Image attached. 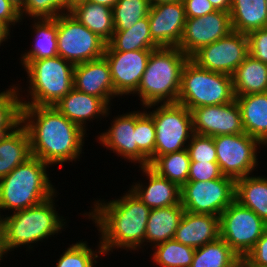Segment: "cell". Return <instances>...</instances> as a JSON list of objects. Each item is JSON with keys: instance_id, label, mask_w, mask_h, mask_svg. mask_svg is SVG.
Here are the masks:
<instances>
[{"instance_id": "cell-1", "label": "cell", "mask_w": 267, "mask_h": 267, "mask_svg": "<svg viewBox=\"0 0 267 267\" xmlns=\"http://www.w3.org/2000/svg\"><path fill=\"white\" fill-rule=\"evenodd\" d=\"M23 123L29 135L31 155L44 163L62 166L80 156L85 130L54 106H21Z\"/></svg>"}, {"instance_id": "cell-2", "label": "cell", "mask_w": 267, "mask_h": 267, "mask_svg": "<svg viewBox=\"0 0 267 267\" xmlns=\"http://www.w3.org/2000/svg\"><path fill=\"white\" fill-rule=\"evenodd\" d=\"M123 198L109 203H96L90 212L101 232L100 254L113 247L137 249L144 242L147 221L151 209L131 190ZM103 204V205H102Z\"/></svg>"}, {"instance_id": "cell-3", "label": "cell", "mask_w": 267, "mask_h": 267, "mask_svg": "<svg viewBox=\"0 0 267 267\" xmlns=\"http://www.w3.org/2000/svg\"><path fill=\"white\" fill-rule=\"evenodd\" d=\"M190 59L178 47H159L151 51L136 93L145 107L156 103H177L182 71ZM166 99V101H165Z\"/></svg>"}, {"instance_id": "cell-4", "label": "cell", "mask_w": 267, "mask_h": 267, "mask_svg": "<svg viewBox=\"0 0 267 267\" xmlns=\"http://www.w3.org/2000/svg\"><path fill=\"white\" fill-rule=\"evenodd\" d=\"M47 166L39 158L31 156L1 178L0 209L24 210L55 195L46 174Z\"/></svg>"}, {"instance_id": "cell-5", "label": "cell", "mask_w": 267, "mask_h": 267, "mask_svg": "<svg viewBox=\"0 0 267 267\" xmlns=\"http://www.w3.org/2000/svg\"><path fill=\"white\" fill-rule=\"evenodd\" d=\"M30 78L31 102L21 106H53L74 88V65L60 56L21 60Z\"/></svg>"}, {"instance_id": "cell-6", "label": "cell", "mask_w": 267, "mask_h": 267, "mask_svg": "<svg viewBox=\"0 0 267 267\" xmlns=\"http://www.w3.org/2000/svg\"><path fill=\"white\" fill-rule=\"evenodd\" d=\"M234 100L231 75L203 69L191 59L186 62L177 103L192 111L196 107L227 104Z\"/></svg>"}, {"instance_id": "cell-7", "label": "cell", "mask_w": 267, "mask_h": 267, "mask_svg": "<svg viewBox=\"0 0 267 267\" xmlns=\"http://www.w3.org/2000/svg\"><path fill=\"white\" fill-rule=\"evenodd\" d=\"M53 196L38 205L1 218L8 250L20 245L36 243L58 233L64 226L53 207Z\"/></svg>"}, {"instance_id": "cell-8", "label": "cell", "mask_w": 267, "mask_h": 267, "mask_svg": "<svg viewBox=\"0 0 267 267\" xmlns=\"http://www.w3.org/2000/svg\"><path fill=\"white\" fill-rule=\"evenodd\" d=\"M148 114L153 118L156 132L155 153L149 164L157 156L186 149L185 143L194 133L192 112L187 107L179 103H163Z\"/></svg>"}, {"instance_id": "cell-9", "label": "cell", "mask_w": 267, "mask_h": 267, "mask_svg": "<svg viewBox=\"0 0 267 267\" xmlns=\"http://www.w3.org/2000/svg\"><path fill=\"white\" fill-rule=\"evenodd\" d=\"M106 42L81 24L73 15L57 16L58 56L73 65L102 58Z\"/></svg>"}, {"instance_id": "cell-10", "label": "cell", "mask_w": 267, "mask_h": 267, "mask_svg": "<svg viewBox=\"0 0 267 267\" xmlns=\"http://www.w3.org/2000/svg\"><path fill=\"white\" fill-rule=\"evenodd\" d=\"M220 237L240 257L256 245L267 223L253 210L234 200L220 215Z\"/></svg>"}, {"instance_id": "cell-11", "label": "cell", "mask_w": 267, "mask_h": 267, "mask_svg": "<svg viewBox=\"0 0 267 267\" xmlns=\"http://www.w3.org/2000/svg\"><path fill=\"white\" fill-rule=\"evenodd\" d=\"M235 194L236 180L228 176L208 181H187L181 187L180 203L187 212L220 217L235 200Z\"/></svg>"}, {"instance_id": "cell-12", "label": "cell", "mask_w": 267, "mask_h": 267, "mask_svg": "<svg viewBox=\"0 0 267 267\" xmlns=\"http://www.w3.org/2000/svg\"><path fill=\"white\" fill-rule=\"evenodd\" d=\"M217 163L224 176L233 179L248 176L257 164L259 140L246 133L226 134L213 137Z\"/></svg>"}, {"instance_id": "cell-13", "label": "cell", "mask_w": 267, "mask_h": 267, "mask_svg": "<svg viewBox=\"0 0 267 267\" xmlns=\"http://www.w3.org/2000/svg\"><path fill=\"white\" fill-rule=\"evenodd\" d=\"M248 55L247 34L232 30L227 36L201 47L190 59L203 69L232 76Z\"/></svg>"}, {"instance_id": "cell-14", "label": "cell", "mask_w": 267, "mask_h": 267, "mask_svg": "<svg viewBox=\"0 0 267 267\" xmlns=\"http://www.w3.org/2000/svg\"><path fill=\"white\" fill-rule=\"evenodd\" d=\"M154 49L115 51L106 44L103 57L109 64L115 95L135 93L140 85L151 51Z\"/></svg>"}, {"instance_id": "cell-15", "label": "cell", "mask_w": 267, "mask_h": 267, "mask_svg": "<svg viewBox=\"0 0 267 267\" xmlns=\"http://www.w3.org/2000/svg\"><path fill=\"white\" fill-rule=\"evenodd\" d=\"M232 31L230 13L214 11L207 15L186 18L182 38L177 46L188 57H191L201 47L209 45Z\"/></svg>"}, {"instance_id": "cell-16", "label": "cell", "mask_w": 267, "mask_h": 267, "mask_svg": "<svg viewBox=\"0 0 267 267\" xmlns=\"http://www.w3.org/2000/svg\"><path fill=\"white\" fill-rule=\"evenodd\" d=\"M195 134L215 137L245 133L237 101L196 107L192 111Z\"/></svg>"}, {"instance_id": "cell-17", "label": "cell", "mask_w": 267, "mask_h": 267, "mask_svg": "<svg viewBox=\"0 0 267 267\" xmlns=\"http://www.w3.org/2000/svg\"><path fill=\"white\" fill-rule=\"evenodd\" d=\"M150 34L159 47H177L182 38L186 15L182 0L150 6Z\"/></svg>"}, {"instance_id": "cell-18", "label": "cell", "mask_w": 267, "mask_h": 267, "mask_svg": "<svg viewBox=\"0 0 267 267\" xmlns=\"http://www.w3.org/2000/svg\"><path fill=\"white\" fill-rule=\"evenodd\" d=\"M73 84L76 90L97 96L107 105L115 95L110 67L104 57L74 65Z\"/></svg>"}, {"instance_id": "cell-19", "label": "cell", "mask_w": 267, "mask_h": 267, "mask_svg": "<svg viewBox=\"0 0 267 267\" xmlns=\"http://www.w3.org/2000/svg\"><path fill=\"white\" fill-rule=\"evenodd\" d=\"M113 122L108 132L100 135L99 141L124 158L138 161L141 167L149 166V159L137 147L135 112L121 115Z\"/></svg>"}, {"instance_id": "cell-20", "label": "cell", "mask_w": 267, "mask_h": 267, "mask_svg": "<svg viewBox=\"0 0 267 267\" xmlns=\"http://www.w3.org/2000/svg\"><path fill=\"white\" fill-rule=\"evenodd\" d=\"M219 237L220 218L218 216L184 211L174 239L196 249Z\"/></svg>"}, {"instance_id": "cell-21", "label": "cell", "mask_w": 267, "mask_h": 267, "mask_svg": "<svg viewBox=\"0 0 267 267\" xmlns=\"http://www.w3.org/2000/svg\"><path fill=\"white\" fill-rule=\"evenodd\" d=\"M149 179L148 187L135 184L131 191L150 209L180 204L181 188L174 182L159 176L149 166L141 167Z\"/></svg>"}, {"instance_id": "cell-22", "label": "cell", "mask_w": 267, "mask_h": 267, "mask_svg": "<svg viewBox=\"0 0 267 267\" xmlns=\"http://www.w3.org/2000/svg\"><path fill=\"white\" fill-rule=\"evenodd\" d=\"M60 113L70 121L85 129L84 121L96 117L97 114L104 116L108 113V105L99 97L80 92L73 88L55 105Z\"/></svg>"}, {"instance_id": "cell-23", "label": "cell", "mask_w": 267, "mask_h": 267, "mask_svg": "<svg viewBox=\"0 0 267 267\" xmlns=\"http://www.w3.org/2000/svg\"><path fill=\"white\" fill-rule=\"evenodd\" d=\"M244 131L267 144V92L236 96Z\"/></svg>"}, {"instance_id": "cell-24", "label": "cell", "mask_w": 267, "mask_h": 267, "mask_svg": "<svg viewBox=\"0 0 267 267\" xmlns=\"http://www.w3.org/2000/svg\"><path fill=\"white\" fill-rule=\"evenodd\" d=\"M20 126L0 136V179L32 156L28 132Z\"/></svg>"}, {"instance_id": "cell-25", "label": "cell", "mask_w": 267, "mask_h": 267, "mask_svg": "<svg viewBox=\"0 0 267 267\" xmlns=\"http://www.w3.org/2000/svg\"><path fill=\"white\" fill-rule=\"evenodd\" d=\"M235 96L267 92V64L250 54L232 75Z\"/></svg>"}, {"instance_id": "cell-26", "label": "cell", "mask_w": 267, "mask_h": 267, "mask_svg": "<svg viewBox=\"0 0 267 267\" xmlns=\"http://www.w3.org/2000/svg\"><path fill=\"white\" fill-rule=\"evenodd\" d=\"M70 14L108 43L114 33L112 8L87 0L75 5Z\"/></svg>"}, {"instance_id": "cell-27", "label": "cell", "mask_w": 267, "mask_h": 267, "mask_svg": "<svg viewBox=\"0 0 267 267\" xmlns=\"http://www.w3.org/2000/svg\"><path fill=\"white\" fill-rule=\"evenodd\" d=\"M184 211L185 209L181 203L178 205L151 209L144 241L149 240L147 242L160 244L167 240L174 239L176 229L178 228Z\"/></svg>"}, {"instance_id": "cell-28", "label": "cell", "mask_w": 267, "mask_h": 267, "mask_svg": "<svg viewBox=\"0 0 267 267\" xmlns=\"http://www.w3.org/2000/svg\"><path fill=\"white\" fill-rule=\"evenodd\" d=\"M229 13L233 31L248 34L267 27L266 0H232Z\"/></svg>"}, {"instance_id": "cell-29", "label": "cell", "mask_w": 267, "mask_h": 267, "mask_svg": "<svg viewBox=\"0 0 267 267\" xmlns=\"http://www.w3.org/2000/svg\"><path fill=\"white\" fill-rule=\"evenodd\" d=\"M235 200L267 223V178L248 175L236 179Z\"/></svg>"}, {"instance_id": "cell-30", "label": "cell", "mask_w": 267, "mask_h": 267, "mask_svg": "<svg viewBox=\"0 0 267 267\" xmlns=\"http://www.w3.org/2000/svg\"><path fill=\"white\" fill-rule=\"evenodd\" d=\"M108 44L115 51L122 52L159 48L152 40L148 16L140 19L129 29L114 30Z\"/></svg>"}, {"instance_id": "cell-31", "label": "cell", "mask_w": 267, "mask_h": 267, "mask_svg": "<svg viewBox=\"0 0 267 267\" xmlns=\"http://www.w3.org/2000/svg\"><path fill=\"white\" fill-rule=\"evenodd\" d=\"M190 158L187 149L157 156L149 167L159 176L176 183L180 188L188 181Z\"/></svg>"}, {"instance_id": "cell-32", "label": "cell", "mask_w": 267, "mask_h": 267, "mask_svg": "<svg viewBox=\"0 0 267 267\" xmlns=\"http://www.w3.org/2000/svg\"><path fill=\"white\" fill-rule=\"evenodd\" d=\"M41 20V21H39ZM36 22L37 37L33 49L23 55L22 60H39L58 56L57 49V17L41 18Z\"/></svg>"}, {"instance_id": "cell-33", "label": "cell", "mask_w": 267, "mask_h": 267, "mask_svg": "<svg viewBox=\"0 0 267 267\" xmlns=\"http://www.w3.org/2000/svg\"><path fill=\"white\" fill-rule=\"evenodd\" d=\"M240 256L219 237L200 248L195 254L190 267H230Z\"/></svg>"}, {"instance_id": "cell-34", "label": "cell", "mask_w": 267, "mask_h": 267, "mask_svg": "<svg viewBox=\"0 0 267 267\" xmlns=\"http://www.w3.org/2000/svg\"><path fill=\"white\" fill-rule=\"evenodd\" d=\"M153 261L161 267H190L195 248L183 245L175 239L156 244Z\"/></svg>"}, {"instance_id": "cell-35", "label": "cell", "mask_w": 267, "mask_h": 267, "mask_svg": "<svg viewBox=\"0 0 267 267\" xmlns=\"http://www.w3.org/2000/svg\"><path fill=\"white\" fill-rule=\"evenodd\" d=\"M150 6L149 0H117L112 8L115 30L131 28L148 16Z\"/></svg>"}, {"instance_id": "cell-36", "label": "cell", "mask_w": 267, "mask_h": 267, "mask_svg": "<svg viewBox=\"0 0 267 267\" xmlns=\"http://www.w3.org/2000/svg\"><path fill=\"white\" fill-rule=\"evenodd\" d=\"M16 87L0 93V136L11 132L21 123V100Z\"/></svg>"}, {"instance_id": "cell-37", "label": "cell", "mask_w": 267, "mask_h": 267, "mask_svg": "<svg viewBox=\"0 0 267 267\" xmlns=\"http://www.w3.org/2000/svg\"><path fill=\"white\" fill-rule=\"evenodd\" d=\"M136 143L138 149L150 159L155 153V126L153 118L146 112H135Z\"/></svg>"}, {"instance_id": "cell-38", "label": "cell", "mask_w": 267, "mask_h": 267, "mask_svg": "<svg viewBox=\"0 0 267 267\" xmlns=\"http://www.w3.org/2000/svg\"><path fill=\"white\" fill-rule=\"evenodd\" d=\"M98 255L84 242L72 244L61 255L56 267H93ZM95 259V260H94ZM94 260V261H93Z\"/></svg>"}, {"instance_id": "cell-39", "label": "cell", "mask_w": 267, "mask_h": 267, "mask_svg": "<svg viewBox=\"0 0 267 267\" xmlns=\"http://www.w3.org/2000/svg\"><path fill=\"white\" fill-rule=\"evenodd\" d=\"M186 149L191 162L217 163V154L213 137L193 133Z\"/></svg>"}, {"instance_id": "cell-40", "label": "cell", "mask_w": 267, "mask_h": 267, "mask_svg": "<svg viewBox=\"0 0 267 267\" xmlns=\"http://www.w3.org/2000/svg\"><path fill=\"white\" fill-rule=\"evenodd\" d=\"M63 9H66V0H26L19 12L21 18L24 12L38 19L56 18Z\"/></svg>"}, {"instance_id": "cell-41", "label": "cell", "mask_w": 267, "mask_h": 267, "mask_svg": "<svg viewBox=\"0 0 267 267\" xmlns=\"http://www.w3.org/2000/svg\"><path fill=\"white\" fill-rule=\"evenodd\" d=\"M223 176L218 163L190 162L188 181H208Z\"/></svg>"}, {"instance_id": "cell-42", "label": "cell", "mask_w": 267, "mask_h": 267, "mask_svg": "<svg viewBox=\"0 0 267 267\" xmlns=\"http://www.w3.org/2000/svg\"><path fill=\"white\" fill-rule=\"evenodd\" d=\"M247 36L249 54L267 64V27L253 30Z\"/></svg>"}, {"instance_id": "cell-43", "label": "cell", "mask_w": 267, "mask_h": 267, "mask_svg": "<svg viewBox=\"0 0 267 267\" xmlns=\"http://www.w3.org/2000/svg\"><path fill=\"white\" fill-rule=\"evenodd\" d=\"M244 258L253 267H267V229Z\"/></svg>"}, {"instance_id": "cell-44", "label": "cell", "mask_w": 267, "mask_h": 267, "mask_svg": "<svg viewBox=\"0 0 267 267\" xmlns=\"http://www.w3.org/2000/svg\"><path fill=\"white\" fill-rule=\"evenodd\" d=\"M186 18H196L216 11L209 0H182Z\"/></svg>"}, {"instance_id": "cell-45", "label": "cell", "mask_w": 267, "mask_h": 267, "mask_svg": "<svg viewBox=\"0 0 267 267\" xmlns=\"http://www.w3.org/2000/svg\"><path fill=\"white\" fill-rule=\"evenodd\" d=\"M20 20L22 19L19 10L8 0H0V22L9 28V25Z\"/></svg>"}, {"instance_id": "cell-46", "label": "cell", "mask_w": 267, "mask_h": 267, "mask_svg": "<svg viewBox=\"0 0 267 267\" xmlns=\"http://www.w3.org/2000/svg\"><path fill=\"white\" fill-rule=\"evenodd\" d=\"M217 11L229 12L231 9L232 0H209Z\"/></svg>"}, {"instance_id": "cell-47", "label": "cell", "mask_w": 267, "mask_h": 267, "mask_svg": "<svg viewBox=\"0 0 267 267\" xmlns=\"http://www.w3.org/2000/svg\"><path fill=\"white\" fill-rule=\"evenodd\" d=\"M8 251L9 250L6 245L5 229L0 218V259L3 257V254Z\"/></svg>"}, {"instance_id": "cell-48", "label": "cell", "mask_w": 267, "mask_h": 267, "mask_svg": "<svg viewBox=\"0 0 267 267\" xmlns=\"http://www.w3.org/2000/svg\"><path fill=\"white\" fill-rule=\"evenodd\" d=\"M9 31V28L0 22V45L5 39H8Z\"/></svg>"}, {"instance_id": "cell-49", "label": "cell", "mask_w": 267, "mask_h": 267, "mask_svg": "<svg viewBox=\"0 0 267 267\" xmlns=\"http://www.w3.org/2000/svg\"><path fill=\"white\" fill-rule=\"evenodd\" d=\"M94 4H100L107 6L109 8H113V6L116 4L117 0H87Z\"/></svg>"}, {"instance_id": "cell-50", "label": "cell", "mask_w": 267, "mask_h": 267, "mask_svg": "<svg viewBox=\"0 0 267 267\" xmlns=\"http://www.w3.org/2000/svg\"><path fill=\"white\" fill-rule=\"evenodd\" d=\"M230 267H253L244 257H239Z\"/></svg>"}, {"instance_id": "cell-51", "label": "cell", "mask_w": 267, "mask_h": 267, "mask_svg": "<svg viewBox=\"0 0 267 267\" xmlns=\"http://www.w3.org/2000/svg\"><path fill=\"white\" fill-rule=\"evenodd\" d=\"M83 1H85V0H66V9H67L66 14H67L68 12L70 13L71 9H72L75 5H77V4H79V3L83 2Z\"/></svg>"}, {"instance_id": "cell-52", "label": "cell", "mask_w": 267, "mask_h": 267, "mask_svg": "<svg viewBox=\"0 0 267 267\" xmlns=\"http://www.w3.org/2000/svg\"><path fill=\"white\" fill-rule=\"evenodd\" d=\"M8 1L20 11L24 7L26 0H8Z\"/></svg>"}, {"instance_id": "cell-53", "label": "cell", "mask_w": 267, "mask_h": 267, "mask_svg": "<svg viewBox=\"0 0 267 267\" xmlns=\"http://www.w3.org/2000/svg\"><path fill=\"white\" fill-rule=\"evenodd\" d=\"M174 1H180V0H149V3L151 6H153L158 3H168V2H174Z\"/></svg>"}]
</instances>
